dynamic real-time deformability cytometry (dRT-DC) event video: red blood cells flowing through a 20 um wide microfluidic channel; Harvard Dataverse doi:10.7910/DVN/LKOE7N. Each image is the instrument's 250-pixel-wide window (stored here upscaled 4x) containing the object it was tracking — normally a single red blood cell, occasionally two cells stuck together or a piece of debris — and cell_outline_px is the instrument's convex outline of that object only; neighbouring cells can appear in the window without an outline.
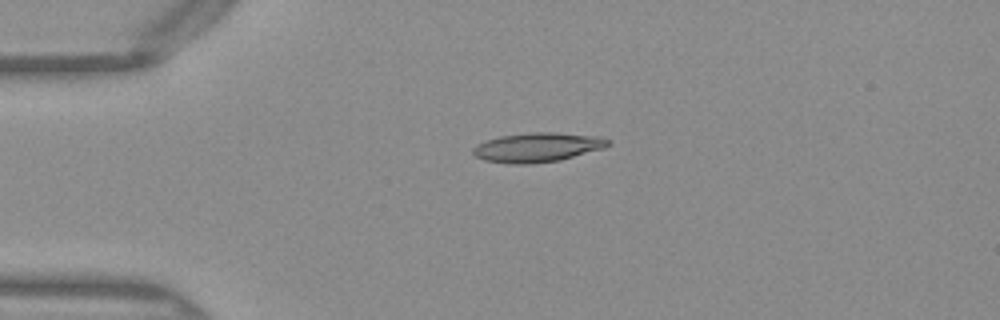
{"species": "Egyptian fruit bat (a non-hibernating species)", "species_latin": "Rousettus aegyptiacus", "temperature_condition": "warm", "stored_images_in_passage": 39, "camera_frame_rate_fps": 3000, "um_per_image_px": 0.085, "frame": {"image": 1, "passage_image": 1, "time_ms": 0.0, "image_size_px": [1000, 320], "cell_outline_px": [[612, 144], [604, 148], [560, 160], [528, 164], [512, 164], [484, 160], [476, 156], [472, 152], [472, 148], [476, 144], [500, 136], [528, 132], [552, 132], [600, 136], [608, 140]], "centroid_in_image_um": [45.69, 12.52], "position_along_channel_um": 39.3, "area_um2": 23.12}}
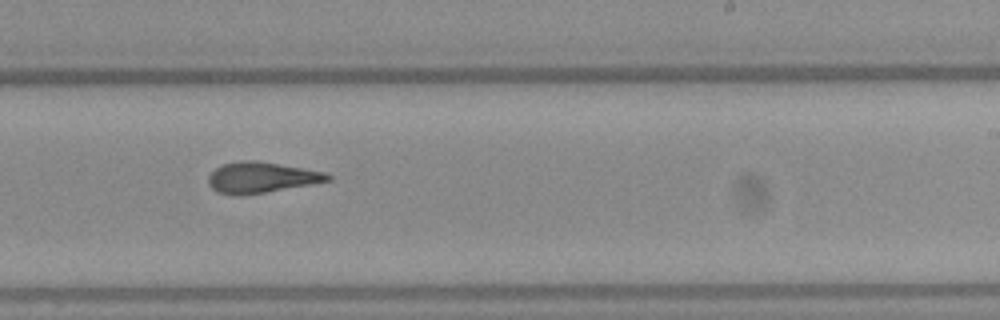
{"frame": {"image": 2, "passage_image": 20, "time_ms": 6.333, "image_size_px": [1000, 320], "cell_outline_px": [[332, 180], [312, 184], [240, 196], [232, 196], [216, 192], [208, 184], [208, 176], [216, 168], [224, 164], [240, 160], [256, 160], [324, 172], [332, 176]], "centroid_in_image_um": [22.17, 15.1], "position_along_channel_um": 266.8, "area_um2": 21.39}}
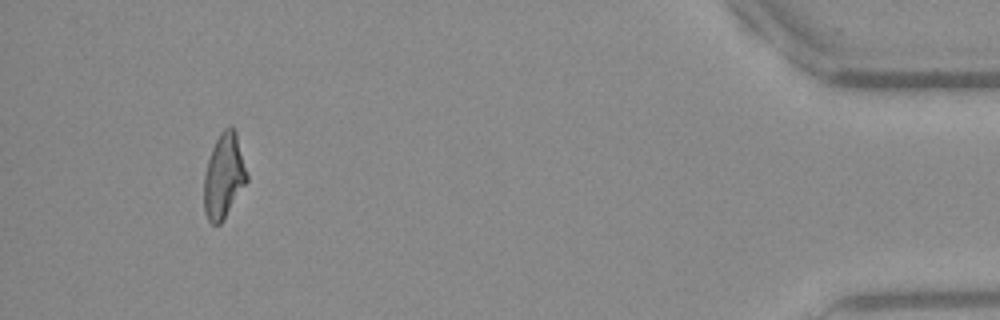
{"frame": {"image": 3, "passage_image": 36, "time_ms": 11.667, "image_size_px": [1000, 320], "cell_outline_px": [[248, 180], [220, 224], [212, 224], [208, 220], [204, 212], [204, 176], [208, 160], [212, 148], [220, 132], [224, 128], [232, 128], [236, 132], [248, 176]], "centroid_in_image_um": [19.01, 14.97], "position_along_channel_um": 416.2, "area_um2": 20.81}, "authors_computed_cell_mechanics": {"area_um2": 21.2126, "velocity_mm_per_s": 4.0708, "shape_relaxation_time_tau1_ms": null, "shape_relaxation_time_tau2_ms": 3.2798, "deformation_change_tau1": null, "deformation_change_tau2": 0.1522}}